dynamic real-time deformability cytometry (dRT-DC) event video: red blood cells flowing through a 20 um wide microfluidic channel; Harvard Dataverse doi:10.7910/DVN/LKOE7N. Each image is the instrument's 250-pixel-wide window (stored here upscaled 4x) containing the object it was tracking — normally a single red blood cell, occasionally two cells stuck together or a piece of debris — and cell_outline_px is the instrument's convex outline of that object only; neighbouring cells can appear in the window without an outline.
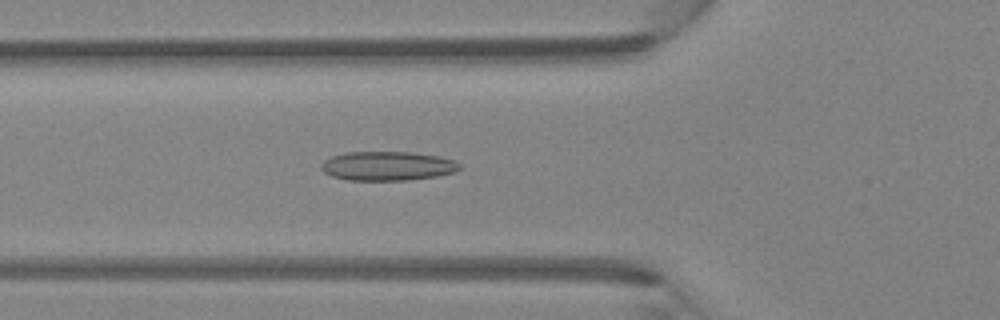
{"species": "Egyptian fruit bat (a non-hibernating species)", "species_latin": "Rousettus aegyptiacus", "temperature_condition": "room temperature", "stored_images_in_passage": 41, "camera_frame_rate_fps": 3000, "um_per_image_px": 0.085, "animal": {"sex": "female"}, "frame": {"image": 1, "passage_image": 12, "time_ms": 3.667, "image_size_px": [1000, 320], "cell_outline_px": [[460, 168], [456, 172], [436, 176], [408, 180], [348, 180], [332, 176], [324, 172], [320, 168], [320, 164], [324, 160], [332, 156], [348, 152], [408, 152], [440, 156], [452, 160], [460, 164]], "centroid_in_image_um": [32.92, 14.11], "position_along_channel_um": 92.9, "area_um2": 23.47}}
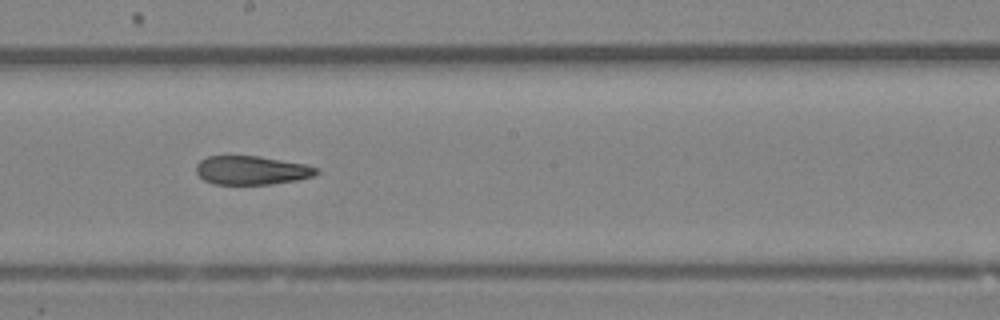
{"frame": {"image": 2, "passage_image": 21, "time_ms": 6.667, "image_size_px": [1000, 320], "cell_outline_px": [[320, 172], [312, 176], [296, 180], [272, 184], [212, 184], [204, 180], [196, 172], [196, 164], [200, 160], [208, 156], [260, 156], [304, 164], [320, 168]], "centroid_in_image_um": [21.38, 14.47], "position_along_channel_um": 226.8, "area_um2": 20.17}}
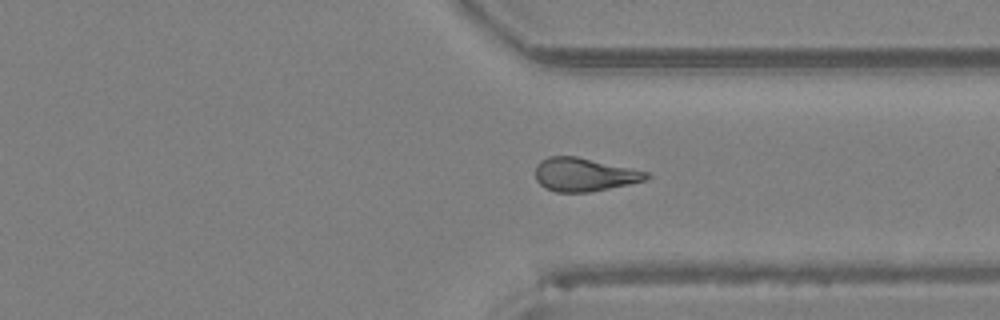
{"frame": {"image": 3, "passage_image": 30, "time_ms": 9.667, "image_size_px": [1000, 320], "cell_outline_px": [[652, 176], [648, 180], [588, 192], [556, 192], [544, 188], [536, 180], [536, 164], [540, 160], [548, 156], [576, 156], [632, 168], [648, 172]], "centroid_in_image_um": [49.65, 14.83], "position_along_channel_um": 361.7, "area_um2": 21.68}}